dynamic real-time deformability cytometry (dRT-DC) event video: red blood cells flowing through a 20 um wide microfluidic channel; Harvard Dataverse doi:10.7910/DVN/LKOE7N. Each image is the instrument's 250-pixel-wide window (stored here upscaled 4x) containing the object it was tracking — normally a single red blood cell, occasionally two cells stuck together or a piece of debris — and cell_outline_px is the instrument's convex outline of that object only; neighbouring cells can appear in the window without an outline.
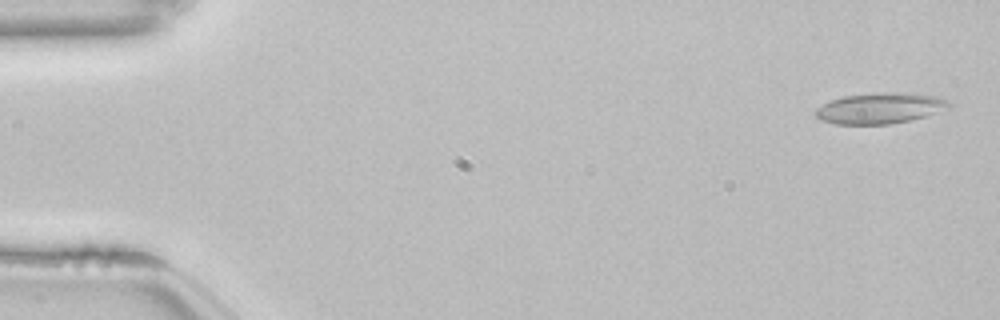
{"species": "common noctule bat (a hibernating species)", "species_latin": "Nyctalus noctula", "temperature_condition": "room temperature", "stored_images_in_passage": 52, "camera_frame_rate_fps": 3000, "um_per_image_px": 0.085, "animal": {"sex": "female", "body_mass_g": 22.7, "forearm_length_mm": 54.2}, "frame": {"image": 1, "passage_image": 1, "time_ms": 0.0, "image_size_px": [1000, 320], "cell_outline_px": [[952, 104], [936, 112], [924, 116], [908, 120], [888, 124], [836, 124], [820, 120], [812, 112], [816, 108], [832, 100], [844, 96], [872, 92], [904, 92], [936, 96], [948, 100]], "centroid_in_image_um": [74.75, 9.18], "position_along_channel_um": 10.3, "area_um2": 23.87}}
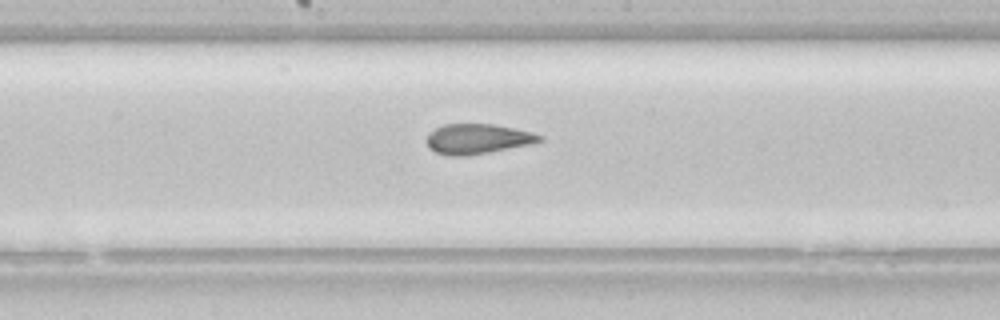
{"frame": {"image": 2, "passage_image": 27, "time_ms": 8.667, "image_size_px": [1000, 320], "cell_outline_px": [[544, 140], [532, 144], [468, 156], [448, 156], [436, 152], [428, 148], [424, 140], [428, 132], [444, 124], [492, 124], [532, 132], [544, 136]], "centroid_in_image_um": [40.56, 11.81], "position_along_channel_um": 207.6, "area_um2": 20.06}}
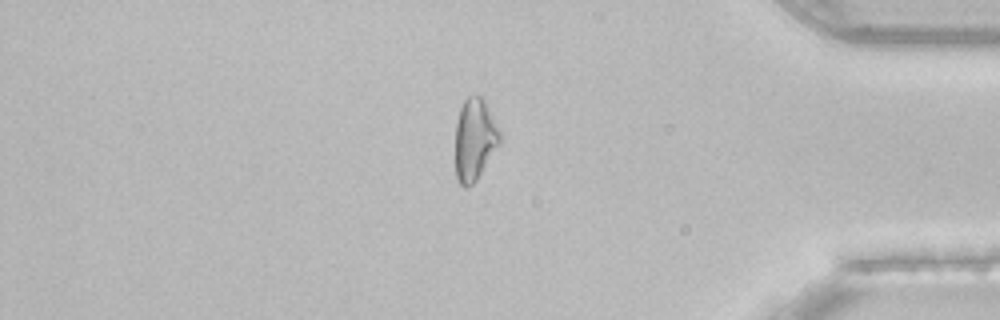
{"frame": {"image": 3, "passage_image": 44, "time_ms": 14.333, "image_size_px": [1000, 320], "cell_outline_px": [[500, 144], [476, 180], [468, 188], [464, 188], [460, 184], [456, 176], [456, 120], [460, 108], [464, 100], [468, 96], [484, 96], [500, 128]], "centroid_in_image_um": [40.37, 11.81], "position_along_channel_um": 394.8, "area_um2": 21.56}, "authors_computed_cell_mechanics": {"area_um2": 21.6172, "velocity_mm_per_s": 3.8513, "shape_relaxation_time_tau1_ms": null, "shape_relaxation_time_tau2_ms": 2.2117, "deformation_change_tau1": null, "deformation_change_tau2": 0.088}}